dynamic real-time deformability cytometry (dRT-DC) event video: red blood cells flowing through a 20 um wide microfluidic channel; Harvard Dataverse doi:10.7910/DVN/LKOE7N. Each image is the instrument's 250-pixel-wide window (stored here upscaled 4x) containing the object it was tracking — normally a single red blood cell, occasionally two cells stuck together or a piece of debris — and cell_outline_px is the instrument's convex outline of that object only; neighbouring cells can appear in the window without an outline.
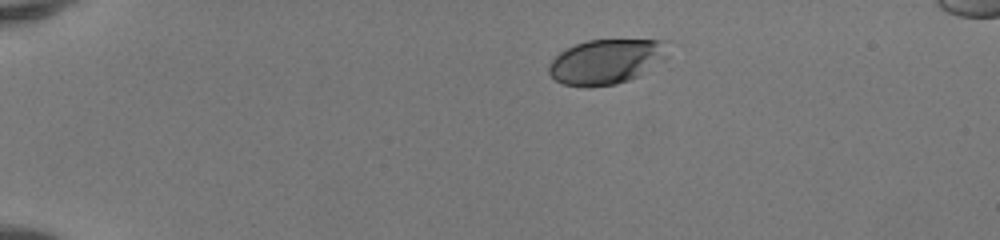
{"species": "human", "species_latin": "Homo sapiens", "temperature_condition": "room temperature", "stored_images_in_passage": 41, "camera_frame_rate_fps": 3000, "um_per_image_px": 0.085, "donor": {"sex": "female"}, "frame": {"image": 1, "passage_image": 1, "time_ms": 0.0, "image_size_px": [1000, 240], "cell_outline_px": [[672, 40], [668, 56], [664, 60], [636, 76], [628, 80], [616, 84], [564, 84], [556, 80], [548, 72], [548, 68], [552, 60], [560, 52], [576, 44], [588, 40]], "centroid_in_image_um": [51.62, 5.17], "position_along_channel_um": 33.4, "area_um2": 30.58}}
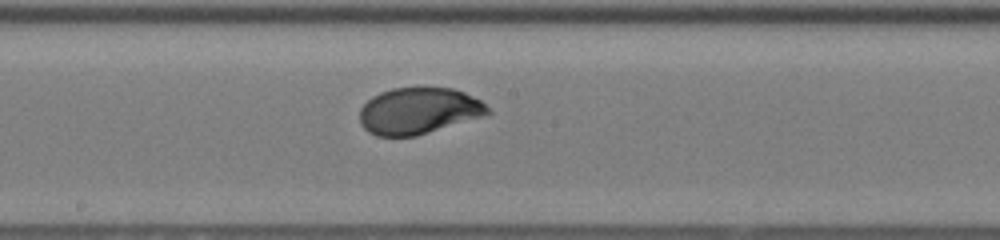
{"frame": {"image": 2, "passage_image": 20, "time_ms": 6.333, "image_size_px": [1000, 240], "cell_outline_px": [[492, 112], [480, 116], [416, 136], [376, 136], [368, 132], [360, 124], [360, 108], [372, 96], [380, 92], [392, 88], [452, 88], [464, 92], [480, 100]], "centroid_in_image_um": [35.53, 9.42], "position_along_channel_um": 212.7, "area_um2": 34.28}}
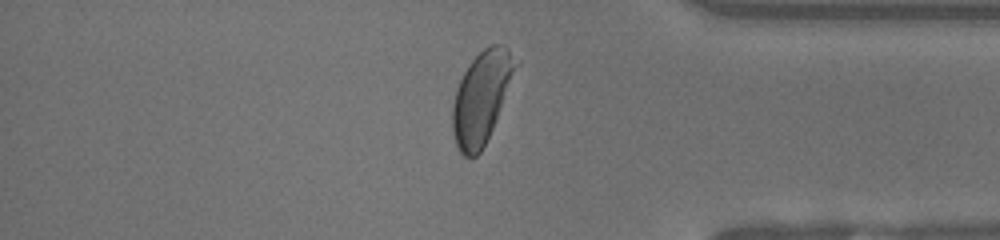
{"frame": {"image": 3, "passage_image": 34, "time_ms": 11.0, "image_size_px": [1000, 240], "cell_outline_px": [[520, 64], [496, 120], [480, 152], [476, 156], [464, 156], [460, 152], [456, 144], [452, 132], [452, 104], [456, 88], [468, 64], [484, 48], [492, 44], [504, 44], [520, 60]], "centroid_in_image_um": [40.96, 8.22], "position_along_channel_um": 394.2, "area_um2": 34.04}, "authors_computed_cell_mechanics": {"area_um2": 34.9112, "velocity_mm_per_s": 4.1357, "shape_relaxation_time_tau1_ms": 2.4944, "shape_relaxation_time_tau2_ms": null, "deformation_change_tau1": 0.1468, "deformation_change_tau2": null}}